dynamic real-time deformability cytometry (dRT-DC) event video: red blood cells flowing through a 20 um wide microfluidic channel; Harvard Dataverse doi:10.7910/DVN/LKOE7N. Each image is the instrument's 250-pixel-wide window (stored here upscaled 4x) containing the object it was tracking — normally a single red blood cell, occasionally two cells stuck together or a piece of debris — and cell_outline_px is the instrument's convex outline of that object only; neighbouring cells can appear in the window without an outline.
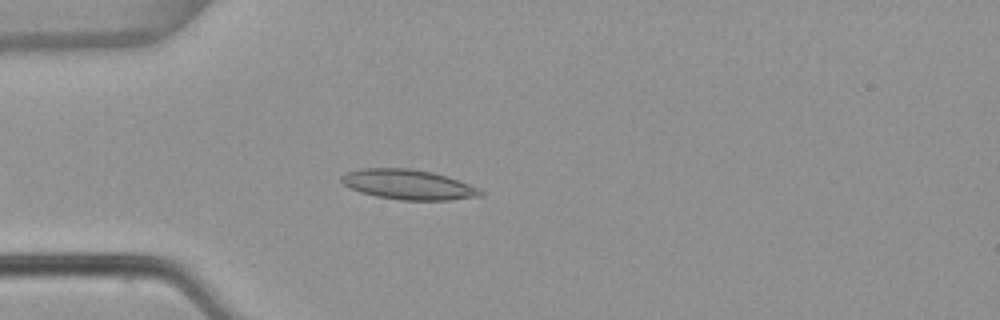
{"species": "common noctule bat (a hibernating species)", "species_latin": "Nyctalus noctula", "temperature_condition": "warm", "stored_images_in_passage": 53, "camera_frame_rate_fps": 3000, "um_per_image_px": 0.085, "animal": {"sex": "female", "body_mass_g": 22.7, "forearm_length_mm": 54.2}, "frame": {"image": 1, "passage_image": 15, "time_ms": 4.667, "image_size_px": [1000, 320], "cell_outline_px": [[484, 196], [448, 200], [400, 200], [376, 196], [360, 192], [344, 184], [340, 180], [340, 176], [344, 172], [360, 168], [412, 168], [432, 172], [448, 176], [480, 188], [484, 192]], "centroid_in_image_um": [34.72, 15.68], "position_along_channel_um": 50.3, "area_um2": 24.57}}
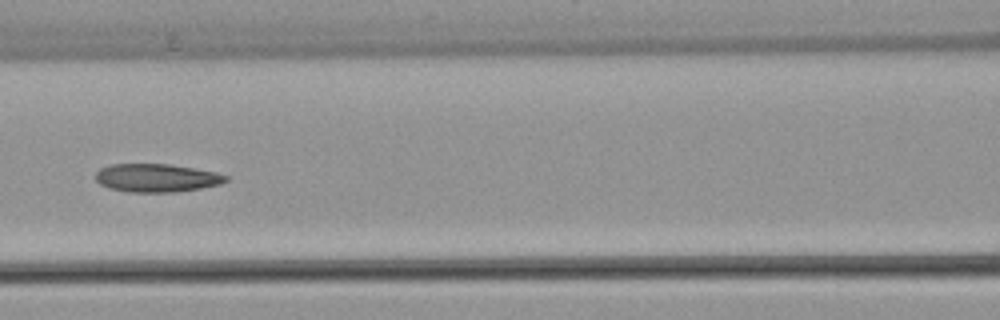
{"frame": {"image": 2, "passage_image": 24, "time_ms": 7.667, "image_size_px": [1000, 320], "cell_outline_px": [[228, 180], [220, 184], [200, 188], [176, 192], [128, 192], [108, 188], [100, 184], [96, 180], [96, 172], [100, 168], [112, 164], [168, 164], [216, 172], [228, 176]], "centroid_in_image_um": [13.29, 15.12], "position_along_channel_um": 153.3, "area_um2": 21.39}}
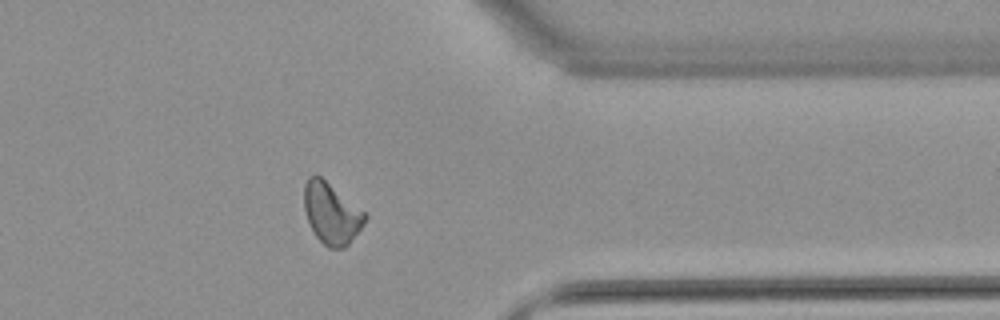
{"frame": {"image": 3, "passage_image": 43, "time_ms": 14.0, "image_size_px": [1000, 320], "cell_outline_px": [[368, 216], [364, 224], [348, 244], [344, 248], [328, 248], [316, 236], [308, 220], [304, 208], [304, 184], [308, 176], [320, 176], [364, 212]], "centroid_in_image_um": [28.16, 18.14], "position_along_channel_um": 383.2, "area_um2": 21.21}, "authors_computed_cell_mechanics": {"area_um2": 21.7906, "velocity_mm_per_s": 3.8212, "shape_relaxation_time_tau1_ms": null, "shape_relaxation_time_tau2_ms": 3.5298, "deformation_change_tau1": null, "deformation_change_tau2": 0.1047}}